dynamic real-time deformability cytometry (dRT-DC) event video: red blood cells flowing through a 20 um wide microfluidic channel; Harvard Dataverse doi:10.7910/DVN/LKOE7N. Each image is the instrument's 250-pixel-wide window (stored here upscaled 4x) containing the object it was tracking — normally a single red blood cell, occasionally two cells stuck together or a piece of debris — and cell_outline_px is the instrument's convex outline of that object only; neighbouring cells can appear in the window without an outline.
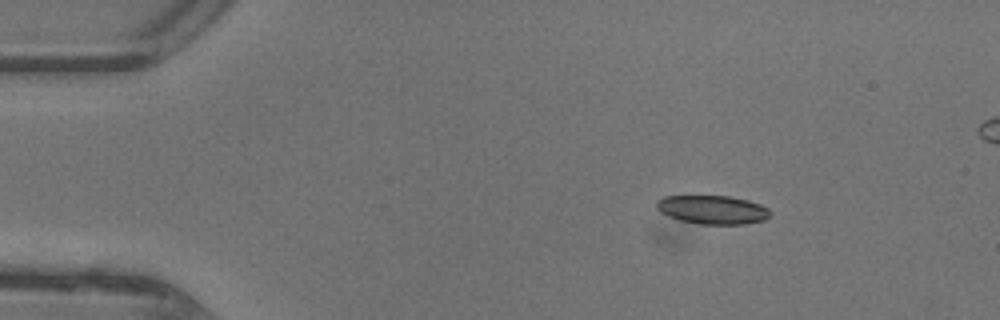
{"species": "common noctule bat (a hibernating species)", "species_latin": "Nyctalus noctula", "temperature_condition": "warm", "stored_images_in_passage": 40, "camera_frame_rate_fps": 3000, "um_per_image_px": 0.085, "animal": {"sex": "female"}, "frame": {"image": 1, "passage_image": 1, "time_ms": 0.0, "image_size_px": [1000, 320], "cell_outline_px": [[772, 212], [764, 220], [744, 224], [700, 224], [680, 220], [668, 216], [660, 212], [656, 208], [656, 200], [664, 196], [728, 196], [748, 200], [760, 204], [768, 208]], "centroid_in_image_um": [60.55, 17.82], "position_along_channel_um": 24.5, "area_um2": 19.02}}
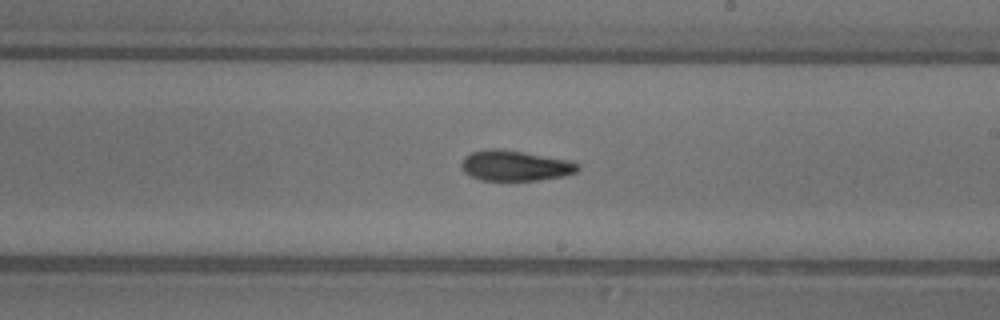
{"frame": {"image": 2, "passage_image": 21, "time_ms": 6.667, "image_size_px": [1000, 320], "cell_outline_px": [[580, 168], [576, 172], [564, 176], [540, 180], [480, 180], [464, 172], [460, 168], [460, 164], [464, 156], [472, 152], [492, 148], [496, 148], [524, 152], [572, 160], [580, 164]], "centroid_in_image_um": [43.8, 14.08], "position_along_channel_um": 245.2, "area_um2": 20.87}}
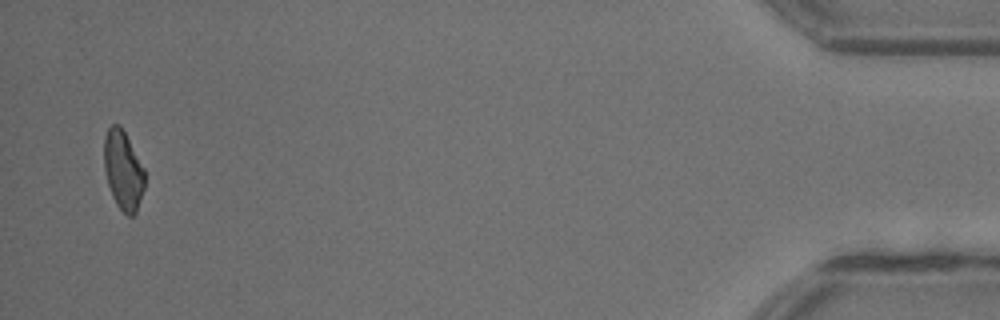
{"frame": {"image": 3, "passage_image": 39, "time_ms": 12.667, "image_size_px": [1000, 320], "cell_outline_px": [[144, 188], [136, 212], [132, 216], [128, 216], [116, 204], [112, 196], [108, 184], [104, 168], [104, 136], [108, 128], [112, 124], [120, 124], [144, 168]], "centroid_in_image_um": [10.45, 14.46], "position_along_channel_um": 424.7, "area_um2": 18.61}}